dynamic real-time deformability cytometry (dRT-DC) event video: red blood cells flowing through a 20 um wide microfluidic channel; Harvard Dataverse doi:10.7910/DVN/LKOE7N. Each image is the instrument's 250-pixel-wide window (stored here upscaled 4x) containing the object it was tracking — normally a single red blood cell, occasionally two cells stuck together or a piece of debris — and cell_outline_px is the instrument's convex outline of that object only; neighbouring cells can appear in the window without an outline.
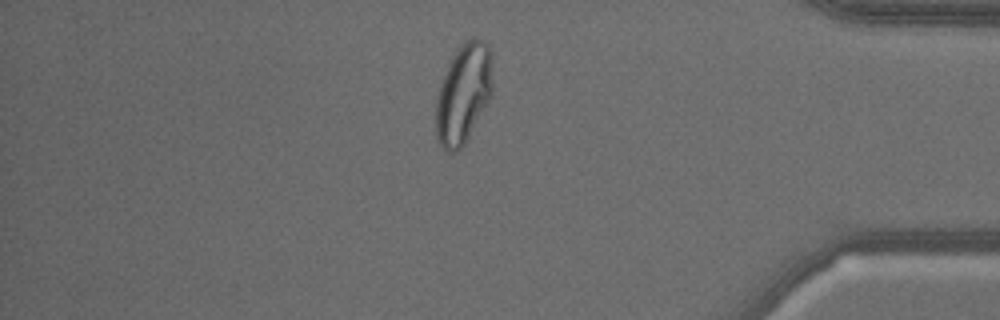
{"species": "common noctule bat (a hibernating species)", "species_latin": "Nyctalus noctula", "temperature_condition": "warm", "stored_images_in_passage": 57, "camera_frame_rate_fps": 3000, "um_per_image_px": 0.085, "animal": {"sex": "male", "body_mass_g": 18.8}, "frame": {"image": 1, "passage_image": 49, "time_ms": 16.0, "image_size_px": [1000, 320], "cell_outline_px": [[492, 96], [464, 144], [456, 152], [448, 152], [440, 144], [436, 136], [436, 104], [440, 88], [444, 76], [456, 52], [464, 40], [472, 36], [484, 40], [488, 44], [492, 52]], "centroid_in_image_um": [39.44, 7.93], "position_along_channel_um": 395.8, "area_um2": 32.77}}